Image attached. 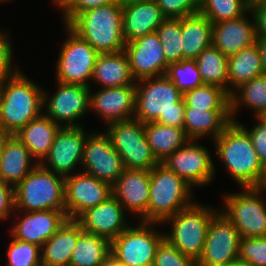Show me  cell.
Masks as SVG:
<instances>
[{"label":"cell","instance_id":"1","mask_svg":"<svg viewBox=\"0 0 266 266\" xmlns=\"http://www.w3.org/2000/svg\"><path fill=\"white\" fill-rule=\"evenodd\" d=\"M184 111L183 93L166 75L136 83L135 120L183 128Z\"/></svg>","mask_w":266,"mask_h":266},{"label":"cell","instance_id":"2","mask_svg":"<svg viewBox=\"0 0 266 266\" xmlns=\"http://www.w3.org/2000/svg\"><path fill=\"white\" fill-rule=\"evenodd\" d=\"M47 98L37 84L18 70L0 82V128L9 134L17 133L41 115Z\"/></svg>","mask_w":266,"mask_h":266},{"label":"cell","instance_id":"3","mask_svg":"<svg viewBox=\"0 0 266 266\" xmlns=\"http://www.w3.org/2000/svg\"><path fill=\"white\" fill-rule=\"evenodd\" d=\"M122 1L81 12L67 25L85 39L98 53L124 50Z\"/></svg>","mask_w":266,"mask_h":266},{"label":"cell","instance_id":"4","mask_svg":"<svg viewBox=\"0 0 266 266\" xmlns=\"http://www.w3.org/2000/svg\"><path fill=\"white\" fill-rule=\"evenodd\" d=\"M217 155L241 187H259L263 174L257 153L248 132L231 121L214 140Z\"/></svg>","mask_w":266,"mask_h":266},{"label":"cell","instance_id":"5","mask_svg":"<svg viewBox=\"0 0 266 266\" xmlns=\"http://www.w3.org/2000/svg\"><path fill=\"white\" fill-rule=\"evenodd\" d=\"M15 208L25 212L65 210V177L40 163L14 187Z\"/></svg>","mask_w":266,"mask_h":266},{"label":"cell","instance_id":"6","mask_svg":"<svg viewBox=\"0 0 266 266\" xmlns=\"http://www.w3.org/2000/svg\"><path fill=\"white\" fill-rule=\"evenodd\" d=\"M191 186L174 171L159 163L150 170L148 222L161 223L192 205Z\"/></svg>","mask_w":266,"mask_h":266},{"label":"cell","instance_id":"7","mask_svg":"<svg viewBox=\"0 0 266 266\" xmlns=\"http://www.w3.org/2000/svg\"><path fill=\"white\" fill-rule=\"evenodd\" d=\"M216 211L193 203L164 221H172L169 222L172 223V231L165 234V238L182 254L198 261L204 251L208 227Z\"/></svg>","mask_w":266,"mask_h":266},{"label":"cell","instance_id":"8","mask_svg":"<svg viewBox=\"0 0 266 266\" xmlns=\"http://www.w3.org/2000/svg\"><path fill=\"white\" fill-rule=\"evenodd\" d=\"M107 125L106 134L126 169L151 170L160 163L148 144L144 123L131 119Z\"/></svg>","mask_w":266,"mask_h":266},{"label":"cell","instance_id":"9","mask_svg":"<svg viewBox=\"0 0 266 266\" xmlns=\"http://www.w3.org/2000/svg\"><path fill=\"white\" fill-rule=\"evenodd\" d=\"M242 193L225 195L221 211L239 231L240 237L266 236V204L259 187H245Z\"/></svg>","mask_w":266,"mask_h":266},{"label":"cell","instance_id":"10","mask_svg":"<svg viewBox=\"0 0 266 266\" xmlns=\"http://www.w3.org/2000/svg\"><path fill=\"white\" fill-rule=\"evenodd\" d=\"M128 227L111 241V253L124 266H153L156 250L165 234H157L155 223L141 222Z\"/></svg>","mask_w":266,"mask_h":266},{"label":"cell","instance_id":"11","mask_svg":"<svg viewBox=\"0 0 266 266\" xmlns=\"http://www.w3.org/2000/svg\"><path fill=\"white\" fill-rule=\"evenodd\" d=\"M69 38L63 43L57 63V81L89 86L98 52L67 24Z\"/></svg>","mask_w":266,"mask_h":266},{"label":"cell","instance_id":"12","mask_svg":"<svg viewBox=\"0 0 266 266\" xmlns=\"http://www.w3.org/2000/svg\"><path fill=\"white\" fill-rule=\"evenodd\" d=\"M218 211L211 219L198 266H224L238 258L240 234L234 224Z\"/></svg>","mask_w":266,"mask_h":266},{"label":"cell","instance_id":"13","mask_svg":"<svg viewBox=\"0 0 266 266\" xmlns=\"http://www.w3.org/2000/svg\"><path fill=\"white\" fill-rule=\"evenodd\" d=\"M112 185L83 172L65 177V210L69 220H76L87 209L112 196Z\"/></svg>","mask_w":266,"mask_h":266},{"label":"cell","instance_id":"14","mask_svg":"<svg viewBox=\"0 0 266 266\" xmlns=\"http://www.w3.org/2000/svg\"><path fill=\"white\" fill-rule=\"evenodd\" d=\"M161 163L192 187L208 184L215 173L210 153L194 140H189Z\"/></svg>","mask_w":266,"mask_h":266},{"label":"cell","instance_id":"15","mask_svg":"<svg viewBox=\"0 0 266 266\" xmlns=\"http://www.w3.org/2000/svg\"><path fill=\"white\" fill-rule=\"evenodd\" d=\"M81 164L86 173L111 185L125 169L121 156L106 133L88 134Z\"/></svg>","mask_w":266,"mask_h":266},{"label":"cell","instance_id":"16","mask_svg":"<svg viewBox=\"0 0 266 266\" xmlns=\"http://www.w3.org/2000/svg\"><path fill=\"white\" fill-rule=\"evenodd\" d=\"M124 51L136 82L143 78L165 75L168 65L156 32L126 43Z\"/></svg>","mask_w":266,"mask_h":266},{"label":"cell","instance_id":"17","mask_svg":"<svg viewBox=\"0 0 266 266\" xmlns=\"http://www.w3.org/2000/svg\"><path fill=\"white\" fill-rule=\"evenodd\" d=\"M87 137L81 126L61 127L55 136L48 155L40 164L56 174L64 177L68 176L73 168L82 162ZM46 159L48 165L44 162Z\"/></svg>","mask_w":266,"mask_h":266},{"label":"cell","instance_id":"18","mask_svg":"<svg viewBox=\"0 0 266 266\" xmlns=\"http://www.w3.org/2000/svg\"><path fill=\"white\" fill-rule=\"evenodd\" d=\"M58 82L56 93L49 98L47 115L55 123L65 122V127H80L74 123L90 108V88L78 84Z\"/></svg>","mask_w":266,"mask_h":266},{"label":"cell","instance_id":"19","mask_svg":"<svg viewBox=\"0 0 266 266\" xmlns=\"http://www.w3.org/2000/svg\"><path fill=\"white\" fill-rule=\"evenodd\" d=\"M112 193L123 208L139 214L142 222H148L150 170L125 168L112 185Z\"/></svg>","mask_w":266,"mask_h":266},{"label":"cell","instance_id":"20","mask_svg":"<svg viewBox=\"0 0 266 266\" xmlns=\"http://www.w3.org/2000/svg\"><path fill=\"white\" fill-rule=\"evenodd\" d=\"M122 204L112 195L99 205L87 209L76 221L84 232L100 235L112 241L129 225Z\"/></svg>","mask_w":266,"mask_h":266},{"label":"cell","instance_id":"21","mask_svg":"<svg viewBox=\"0 0 266 266\" xmlns=\"http://www.w3.org/2000/svg\"><path fill=\"white\" fill-rule=\"evenodd\" d=\"M135 103L136 83L121 87L102 88L93 95L90 93V107L98 112L108 124L134 119Z\"/></svg>","mask_w":266,"mask_h":266},{"label":"cell","instance_id":"22","mask_svg":"<svg viewBox=\"0 0 266 266\" xmlns=\"http://www.w3.org/2000/svg\"><path fill=\"white\" fill-rule=\"evenodd\" d=\"M122 8L123 36L126 43L154 33L166 19L154 0L122 2Z\"/></svg>","mask_w":266,"mask_h":266},{"label":"cell","instance_id":"23","mask_svg":"<svg viewBox=\"0 0 266 266\" xmlns=\"http://www.w3.org/2000/svg\"><path fill=\"white\" fill-rule=\"evenodd\" d=\"M12 228V237L23 242L42 246L68 220L66 210H43L26 212Z\"/></svg>","mask_w":266,"mask_h":266},{"label":"cell","instance_id":"24","mask_svg":"<svg viewBox=\"0 0 266 266\" xmlns=\"http://www.w3.org/2000/svg\"><path fill=\"white\" fill-rule=\"evenodd\" d=\"M256 40L255 21L250 23L245 14L212 24V44L224 55L238 53Z\"/></svg>","mask_w":266,"mask_h":266},{"label":"cell","instance_id":"25","mask_svg":"<svg viewBox=\"0 0 266 266\" xmlns=\"http://www.w3.org/2000/svg\"><path fill=\"white\" fill-rule=\"evenodd\" d=\"M76 220H67L62 227L41 246L42 266H69L78 237L83 233Z\"/></svg>","mask_w":266,"mask_h":266},{"label":"cell","instance_id":"26","mask_svg":"<svg viewBox=\"0 0 266 266\" xmlns=\"http://www.w3.org/2000/svg\"><path fill=\"white\" fill-rule=\"evenodd\" d=\"M32 158L28 148L15 134H10L0 156V180L15 187L37 165L30 166Z\"/></svg>","mask_w":266,"mask_h":266},{"label":"cell","instance_id":"27","mask_svg":"<svg viewBox=\"0 0 266 266\" xmlns=\"http://www.w3.org/2000/svg\"><path fill=\"white\" fill-rule=\"evenodd\" d=\"M231 121V110L205 111L185 106L183 128L190 140L211 134L215 140Z\"/></svg>","mask_w":266,"mask_h":266},{"label":"cell","instance_id":"28","mask_svg":"<svg viewBox=\"0 0 266 266\" xmlns=\"http://www.w3.org/2000/svg\"><path fill=\"white\" fill-rule=\"evenodd\" d=\"M61 126L47 115L41 114L22 127L15 135L28 148L31 156L40 160L37 163H41L48 155Z\"/></svg>","mask_w":266,"mask_h":266},{"label":"cell","instance_id":"29","mask_svg":"<svg viewBox=\"0 0 266 266\" xmlns=\"http://www.w3.org/2000/svg\"><path fill=\"white\" fill-rule=\"evenodd\" d=\"M94 80L103 88L134 85L129 59L125 51L116 53H99L93 71Z\"/></svg>","mask_w":266,"mask_h":266},{"label":"cell","instance_id":"30","mask_svg":"<svg viewBox=\"0 0 266 266\" xmlns=\"http://www.w3.org/2000/svg\"><path fill=\"white\" fill-rule=\"evenodd\" d=\"M182 60H195L212 44V23L204 15L196 14L181 18Z\"/></svg>","mask_w":266,"mask_h":266},{"label":"cell","instance_id":"31","mask_svg":"<svg viewBox=\"0 0 266 266\" xmlns=\"http://www.w3.org/2000/svg\"><path fill=\"white\" fill-rule=\"evenodd\" d=\"M144 130L148 144L160 163L190 140L184 128L166 126L157 122L144 124Z\"/></svg>","mask_w":266,"mask_h":266},{"label":"cell","instance_id":"32","mask_svg":"<svg viewBox=\"0 0 266 266\" xmlns=\"http://www.w3.org/2000/svg\"><path fill=\"white\" fill-rule=\"evenodd\" d=\"M263 74L265 71L257 43L228 56V84L235 90Z\"/></svg>","mask_w":266,"mask_h":266},{"label":"cell","instance_id":"33","mask_svg":"<svg viewBox=\"0 0 266 266\" xmlns=\"http://www.w3.org/2000/svg\"><path fill=\"white\" fill-rule=\"evenodd\" d=\"M111 253V241L83 232L71 255L69 266H99Z\"/></svg>","mask_w":266,"mask_h":266},{"label":"cell","instance_id":"34","mask_svg":"<svg viewBox=\"0 0 266 266\" xmlns=\"http://www.w3.org/2000/svg\"><path fill=\"white\" fill-rule=\"evenodd\" d=\"M204 84L217 85L230 95L234 89L228 85V56L222 54L213 44L204 49L195 59ZM228 87V88H227Z\"/></svg>","mask_w":266,"mask_h":266},{"label":"cell","instance_id":"35","mask_svg":"<svg viewBox=\"0 0 266 266\" xmlns=\"http://www.w3.org/2000/svg\"><path fill=\"white\" fill-rule=\"evenodd\" d=\"M231 95L217 85L203 84L183 93L185 106L195 109L231 110Z\"/></svg>","mask_w":266,"mask_h":266},{"label":"cell","instance_id":"36","mask_svg":"<svg viewBox=\"0 0 266 266\" xmlns=\"http://www.w3.org/2000/svg\"><path fill=\"white\" fill-rule=\"evenodd\" d=\"M237 90L241 91L240 96L236 93H232L230 96L232 121H234V112L241 102L253 108L256 112V116L266 110V73L242 84L236 91Z\"/></svg>","mask_w":266,"mask_h":266},{"label":"cell","instance_id":"37","mask_svg":"<svg viewBox=\"0 0 266 266\" xmlns=\"http://www.w3.org/2000/svg\"><path fill=\"white\" fill-rule=\"evenodd\" d=\"M198 12L213 24L243 16L250 12V4L246 0H200Z\"/></svg>","mask_w":266,"mask_h":266},{"label":"cell","instance_id":"38","mask_svg":"<svg viewBox=\"0 0 266 266\" xmlns=\"http://www.w3.org/2000/svg\"><path fill=\"white\" fill-rule=\"evenodd\" d=\"M163 47L167 65L182 60L181 18H166L155 31Z\"/></svg>","mask_w":266,"mask_h":266},{"label":"cell","instance_id":"39","mask_svg":"<svg viewBox=\"0 0 266 266\" xmlns=\"http://www.w3.org/2000/svg\"><path fill=\"white\" fill-rule=\"evenodd\" d=\"M165 75L182 93L204 84L196 60L183 59L172 63L168 65Z\"/></svg>","mask_w":266,"mask_h":266},{"label":"cell","instance_id":"40","mask_svg":"<svg viewBox=\"0 0 266 266\" xmlns=\"http://www.w3.org/2000/svg\"><path fill=\"white\" fill-rule=\"evenodd\" d=\"M41 247L34 243L13 239L8 247L7 266H42Z\"/></svg>","mask_w":266,"mask_h":266},{"label":"cell","instance_id":"41","mask_svg":"<svg viewBox=\"0 0 266 266\" xmlns=\"http://www.w3.org/2000/svg\"><path fill=\"white\" fill-rule=\"evenodd\" d=\"M153 266H198V263L164 238L156 250Z\"/></svg>","mask_w":266,"mask_h":266},{"label":"cell","instance_id":"42","mask_svg":"<svg viewBox=\"0 0 266 266\" xmlns=\"http://www.w3.org/2000/svg\"><path fill=\"white\" fill-rule=\"evenodd\" d=\"M238 258L253 266H266V236L242 237L239 242Z\"/></svg>","mask_w":266,"mask_h":266},{"label":"cell","instance_id":"43","mask_svg":"<svg viewBox=\"0 0 266 266\" xmlns=\"http://www.w3.org/2000/svg\"><path fill=\"white\" fill-rule=\"evenodd\" d=\"M166 18H183L196 14L199 10L198 0H154Z\"/></svg>","mask_w":266,"mask_h":266},{"label":"cell","instance_id":"44","mask_svg":"<svg viewBox=\"0 0 266 266\" xmlns=\"http://www.w3.org/2000/svg\"><path fill=\"white\" fill-rule=\"evenodd\" d=\"M115 0H54L64 11L65 24H68L76 15L93 8L102 7Z\"/></svg>","mask_w":266,"mask_h":266},{"label":"cell","instance_id":"45","mask_svg":"<svg viewBox=\"0 0 266 266\" xmlns=\"http://www.w3.org/2000/svg\"><path fill=\"white\" fill-rule=\"evenodd\" d=\"M259 123L252 128V130L248 131L246 127L241 125L249 134L253 148L255 149L257 153L258 160L262 167L266 165V124L263 123L258 117H257Z\"/></svg>","mask_w":266,"mask_h":266},{"label":"cell","instance_id":"46","mask_svg":"<svg viewBox=\"0 0 266 266\" xmlns=\"http://www.w3.org/2000/svg\"><path fill=\"white\" fill-rule=\"evenodd\" d=\"M0 32V82L4 79L14 75L18 69H16L13 73L12 67V49L9 40L7 39V35L3 36ZM12 70V71H11Z\"/></svg>","mask_w":266,"mask_h":266},{"label":"cell","instance_id":"47","mask_svg":"<svg viewBox=\"0 0 266 266\" xmlns=\"http://www.w3.org/2000/svg\"><path fill=\"white\" fill-rule=\"evenodd\" d=\"M12 208H15L14 187L0 180V219H7Z\"/></svg>","mask_w":266,"mask_h":266},{"label":"cell","instance_id":"48","mask_svg":"<svg viewBox=\"0 0 266 266\" xmlns=\"http://www.w3.org/2000/svg\"><path fill=\"white\" fill-rule=\"evenodd\" d=\"M250 12L255 21L257 37H266V5H261L256 1L250 4Z\"/></svg>","mask_w":266,"mask_h":266},{"label":"cell","instance_id":"49","mask_svg":"<svg viewBox=\"0 0 266 266\" xmlns=\"http://www.w3.org/2000/svg\"><path fill=\"white\" fill-rule=\"evenodd\" d=\"M256 43L261 54L262 67L266 73V37H257Z\"/></svg>","mask_w":266,"mask_h":266},{"label":"cell","instance_id":"50","mask_svg":"<svg viewBox=\"0 0 266 266\" xmlns=\"http://www.w3.org/2000/svg\"><path fill=\"white\" fill-rule=\"evenodd\" d=\"M99 266H124L112 253Z\"/></svg>","mask_w":266,"mask_h":266},{"label":"cell","instance_id":"51","mask_svg":"<svg viewBox=\"0 0 266 266\" xmlns=\"http://www.w3.org/2000/svg\"><path fill=\"white\" fill-rule=\"evenodd\" d=\"M224 266H253V265L247 262L246 260L236 258L234 261H231L230 263Z\"/></svg>","mask_w":266,"mask_h":266},{"label":"cell","instance_id":"52","mask_svg":"<svg viewBox=\"0 0 266 266\" xmlns=\"http://www.w3.org/2000/svg\"><path fill=\"white\" fill-rule=\"evenodd\" d=\"M10 134L7 132H4L1 128H0V156L2 154V150H3V146L5 143L6 138L9 136Z\"/></svg>","mask_w":266,"mask_h":266},{"label":"cell","instance_id":"53","mask_svg":"<svg viewBox=\"0 0 266 266\" xmlns=\"http://www.w3.org/2000/svg\"><path fill=\"white\" fill-rule=\"evenodd\" d=\"M259 188H262L263 190L266 189V165L263 167V174L260 180Z\"/></svg>","mask_w":266,"mask_h":266},{"label":"cell","instance_id":"54","mask_svg":"<svg viewBox=\"0 0 266 266\" xmlns=\"http://www.w3.org/2000/svg\"><path fill=\"white\" fill-rule=\"evenodd\" d=\"M257 117H258L263 123L266 124V110L262 111Z\"/></svg>","mask_w":266,"mask_h":266},{"label":"cell","instance_id":"55","mask_svg":"<svg viewBox=\"0 0 266 266\" xmlns=\"http://www.w3.org/2000/svg\"><path fill=\"white\" fill-rule=\"evenodd\" d=\"M256 2L261 5H266V0H257Z\"/></svg>","mask_w":266,"mask_h":266},{"label":"cell","instance_id":"56","mask_svg":"<svg viewBox=\"0 0 266 266\" xmlns=\"http://www.w3.org/2000/svg\"><path fill=\"white\" fill-rule=\"evenodd\" d=\"M249 4H251V3H253V2H255V1H257V0H246Z\"/></svg>","mask_w":266,"mask_h":266},{"label":"cell","instance_id":"57","mask_svg":"<svg viewBox=\"0 0 266 266\" xmlns=\"http://www.w3.org/2000/svg\"><path fill=\"white\" fill-rule=\"evenodd\" d=\"M122 2H127V1H136V0H121Z\"/></svg>","mask_w":266,"mask_h":266}]
</instances>
